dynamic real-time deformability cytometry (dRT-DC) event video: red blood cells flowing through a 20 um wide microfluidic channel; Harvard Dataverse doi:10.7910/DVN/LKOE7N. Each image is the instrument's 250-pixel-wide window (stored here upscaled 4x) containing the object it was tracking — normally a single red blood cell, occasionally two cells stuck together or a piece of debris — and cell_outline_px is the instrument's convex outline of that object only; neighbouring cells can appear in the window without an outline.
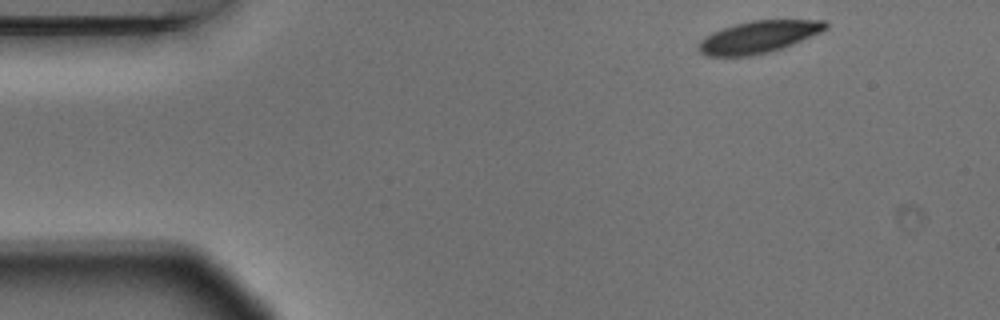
{"species": "Egyptian fruit bat (a non-hibernating species)", "species_latin": "Rousettus aegyptiacus", "temperature_condition": "warm", "stored_images_in_passage": 4, "camera_frame_rate_fps": 3000, "um_per_image_px": 0.085, "animal": {"sex": "male"}, "frame": {"image": 1, "passage_image": 1, "time_ms": 0.0, "image_size_px": [1000, 320], "cell_outline_px": [[828, 28], [820, 32], [792, 44], [768, 52], [752, 56], [708, 56], [700, 52], [700, 40], [712, 32], [736, 24], [752, 20], [824, 20], [828, 24]], "centroid_in_image_um": [64.48, 3.13], "position_along_channel_um": 20.5, "area_um2": 23.35}}
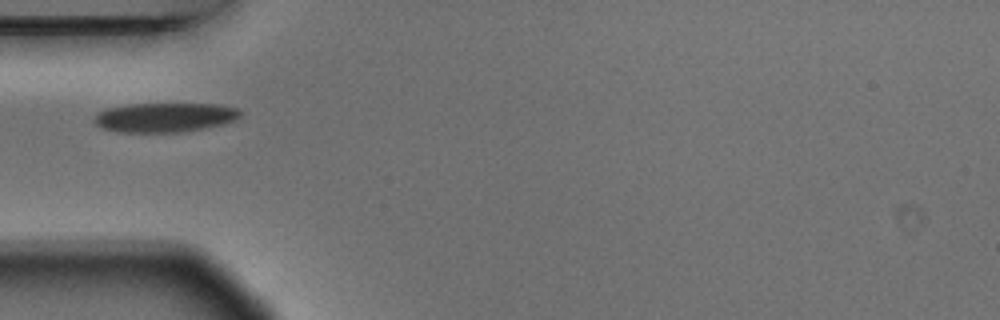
{"frame": {"image": 2, "passage_image": 4, "time_ms": 1.0, "image_size_px": [1000, 320], "cell_outline_px": [[240, 116], [236, 120], [224, 124], [204, 128], [180, 132], [116, 132], [100, 128], [92, 120], [96, 112], [108, 108], [128, 104], [220, 104], [236, 108], [240, 112]], "centroid_in_image_um": [13.96, 9.98], "position_along_channel_um": 71.0, "area_um2": 25.2}}